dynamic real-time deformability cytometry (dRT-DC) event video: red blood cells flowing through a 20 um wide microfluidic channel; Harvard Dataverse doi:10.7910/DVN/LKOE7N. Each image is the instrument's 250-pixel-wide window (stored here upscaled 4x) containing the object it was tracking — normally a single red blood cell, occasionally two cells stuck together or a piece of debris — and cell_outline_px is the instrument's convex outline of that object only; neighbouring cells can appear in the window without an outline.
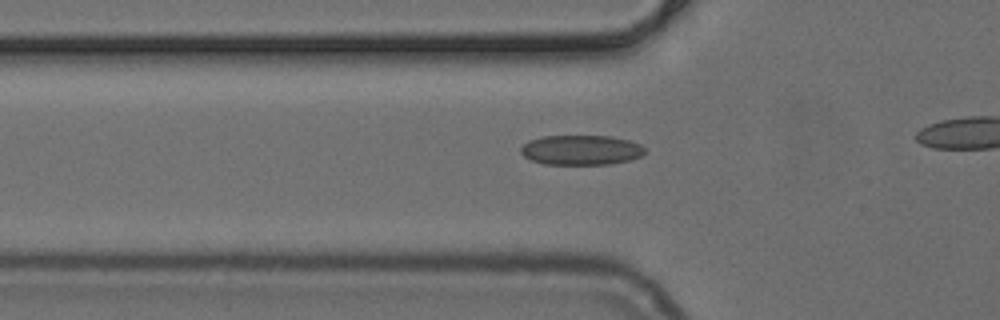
{"species": "common noctule bat (a hibernating species)", "species_latin": "Nyctalus noctula", "temperature_condition": "cold", "stored_images_in_passage": 37, "camera_frame_rate_fps": 3000, "um_per_image_px": 0.085, "animal": {"sex": "female", "body_mass_g": 24.6, "forearm_length_mm": 56.2}, "frame": {"image": 1, "passage_image": 13, "time_ms": 4.0, "image_size_px": [1000, 320], "cell_outline_px": [[644, 152], [640, 156], [632, 160], [612, 164], [544, 164], [532, 160], [524, 156], [520, 152], [520, 148], [528, 140], [544, 136], [612, 136], [628, 140], [640, 144], [644, 148]], "centroid_in_image_um": [49.39, 12.75], "position_along_channel_um": 76.4, "area_um2": 21.62}}
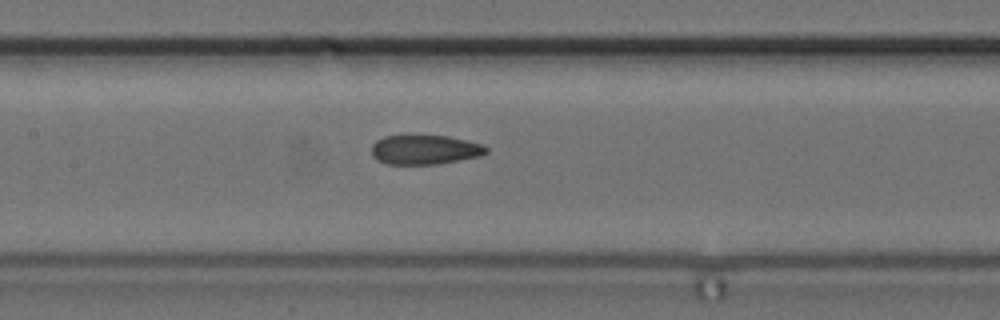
{"frame": {"image": 2, "passage_image": 20, "time_ms": 6.333, "image_size_px": [1000, 320], "cell_outline_px": [[488, 152], [480, 156], [436, 164], [388, 164], [376, 160], [372, 156], [372, 144], [376, 140], [384, 136], [448, 136], [484, 144], [488, 148]], "centroid_in_image_um": [36.11, 12.72], "position_along_channel_um": 171.3, "area_um2": 19.65}}
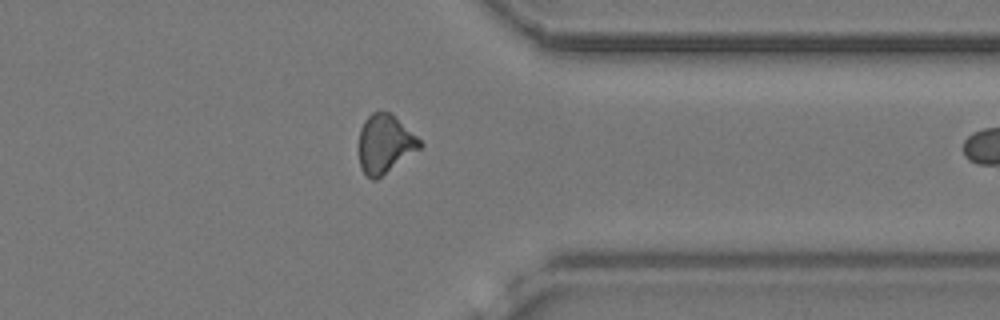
{"frame": {"image": 3, "passage_image": 36, "time_ms": 11.667, "image_size_px": [1000, 320], "cell_outline_px": [[424, 144], [420, 148], [376, 180], [372, 180], [360, 168], [360, 128], [364, 120], [372, 112], [388, 112], [416, 136]], "centroid_in_image_um": [32.7, 12.25], "position_along_channel_um": 378.7, "area_um2": 20.23}}